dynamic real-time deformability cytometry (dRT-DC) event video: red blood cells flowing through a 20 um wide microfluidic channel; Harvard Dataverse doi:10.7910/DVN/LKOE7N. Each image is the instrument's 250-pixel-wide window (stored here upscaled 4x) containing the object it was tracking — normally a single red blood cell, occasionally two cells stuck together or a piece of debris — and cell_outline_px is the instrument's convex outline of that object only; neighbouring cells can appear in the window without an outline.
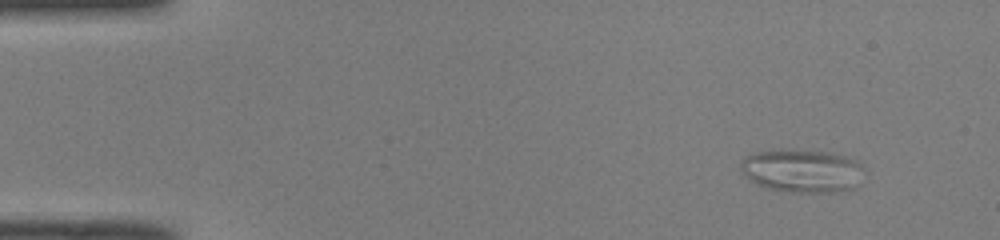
{"species": "common noctule bat (a hibernating species)", "species_latin": "Nyctalus noctula", "temperature_condition": "room temperature", "stored_images_in_passage": 47, "camera_frame_rate_fps": 3000, "um_per_image_px": 0.085, "animal": {"sex": "male", "body_mass_g": 19.0, "forearm_length_mm": 50.8}, "frame": {"image": 1, "passage_image": 1, "time_ms": 0.0, "image_size_px": [1000, 240], "cell_outline_px": [[864, 168], [856, 188], [840, 192], [792, 192], [768, 188], [756, 184], [740, 168], [740, 164], [748, 156], [756, 152], [780, 148], [828, 152], [844, 156], [860, 164]], "centroid_in_image_um": [68.2, 14.51], "position_along_channel_um": 16.8, "area_um2": 30.98}}
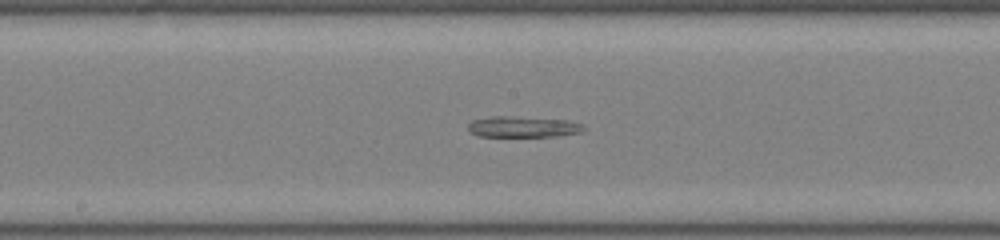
{"frame": {"image": 2, "passage_image": 23, "time_ms": 7.333, "image_size_px": [1000, 240], "cell_outline_px": [[588, 128], [580, 132], [560, 136], [476, 136], [468, 128], [468, 124], [472, 120], [492, 116], [512, 116], [568, 120], [584, 124]], "centroid_in_image_um": [44.5, 10.77], "position_along_channel_um": 203.7, "area_um2": 14.22}}
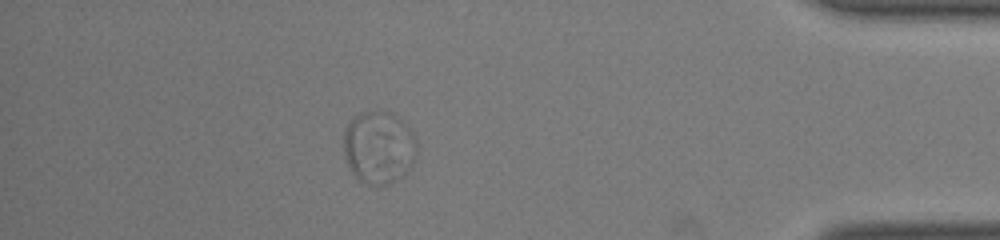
{"frame": {"image": 3, "passage_image": 41, "time_ms": 13.333, "image_size_px": [1000, 240], "cell_outline_px": [[416, 156], [412, 164], [404, 176], [388, 184], [364, 184], [352, 172], [344, 156], [344, 128], [352, 116], [360, 112], [392, 112], [412, 132], [416, 140]], "centroid_in_image_um": [32.18, 12.52], "position_along_channel_um": 403.0, "area_um2": 30.98}}